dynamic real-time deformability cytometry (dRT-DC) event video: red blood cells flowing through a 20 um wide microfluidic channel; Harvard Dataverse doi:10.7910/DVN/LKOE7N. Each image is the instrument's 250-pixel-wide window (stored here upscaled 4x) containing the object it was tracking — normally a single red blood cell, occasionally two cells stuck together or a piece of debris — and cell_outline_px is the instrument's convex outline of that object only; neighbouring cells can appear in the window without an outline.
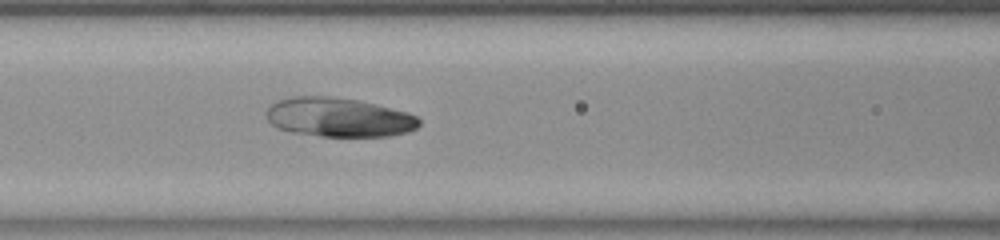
{"species": "common noctule bat (a hibernating species)", "species_latin": "Nyctalus noctula", "temperature_condition": "room temperature", "stored_images_in_passage": 39, "camera_frame_rate_fps": 3000, "um_per_image_px": 0.085, "animal": {"sex": "female", "body_mass_g": 23.0, "forearm_length_mm": 53.4}, "frame": {"image": 1, "passage_image": 7, "time_ms": 2.0, "image_size_px": [1000, 240], "cell_outline_px": [[420, 124], [416, 128], [408, 132], [388, 136], [320, 136], [292, 132], [280, 128], [272, 124], [268, 120], [268, 108], [272, 104], [280, 100], [292, 96], [328, 96], [356, 100], [404, 112], [416, 116], [420, 120]], "centroid_in_image_um": [28.79, 9.98], "position_along_channel_um": 137.8, "area_um2": 34.22}}
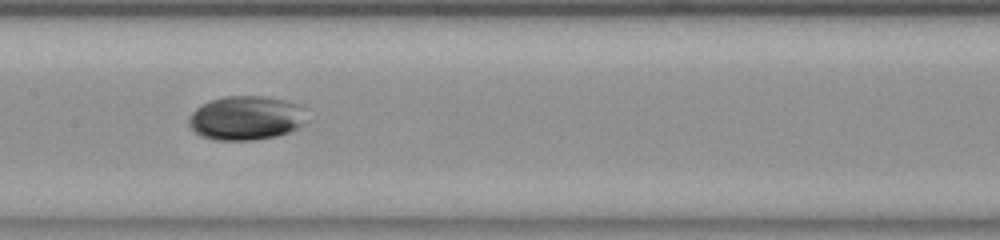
{"frame": {"image": 2, "passage_image": 11, "time_ms": 3.333, "image_size_px": [1000, 240], "cell_outline_px": [[300, 124], [296, 128], [288, 132], [276, 136], [252, 140], [212, 140], [200, 136], [188, 124], [188, 120], [196, 108], [212, 100], [224, 96], [264, 96], [296, 104]], "centroid_in_image_um": [20.75, 10.05], "position_along_channel_um": 186.6, "area_um2": 29.13}}
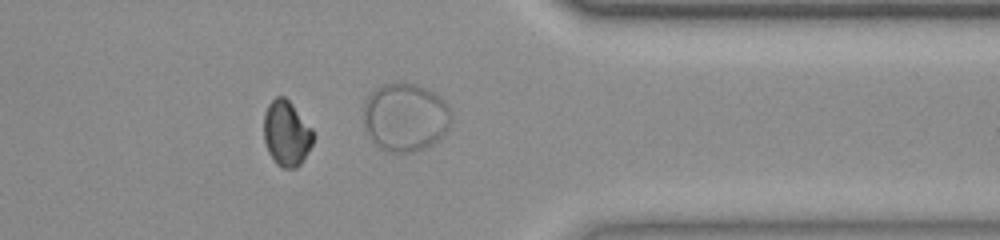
{"frame": {"image": 3, "passage_image": 28, "time_ms": 9.0, "image_size_px": [1000, 240], "cell_outline_px": [[312, 144], [300, 164], [296, 168], [284, 168], [276, 164], [268, 152], [264, 140], [264, 116], [268, 104], [276, 96], [284, 96], [288, 100], [312, 128]], "centroid_in_image_um": [24.33, 11.34], "position_along_channel_um": 387.1, "area_um2": 18.55}, "authors_computed_cell_mechanics": {"area_um2": 18.7272, "velocity_mm_per_s": 3.6963, "shape_relaxation_time_tau1_ms": 9.9529, "shape_relaxation_time_tau2_ms": null, "deformation_change_tau1": null, "deformation_change_tau2": null}}